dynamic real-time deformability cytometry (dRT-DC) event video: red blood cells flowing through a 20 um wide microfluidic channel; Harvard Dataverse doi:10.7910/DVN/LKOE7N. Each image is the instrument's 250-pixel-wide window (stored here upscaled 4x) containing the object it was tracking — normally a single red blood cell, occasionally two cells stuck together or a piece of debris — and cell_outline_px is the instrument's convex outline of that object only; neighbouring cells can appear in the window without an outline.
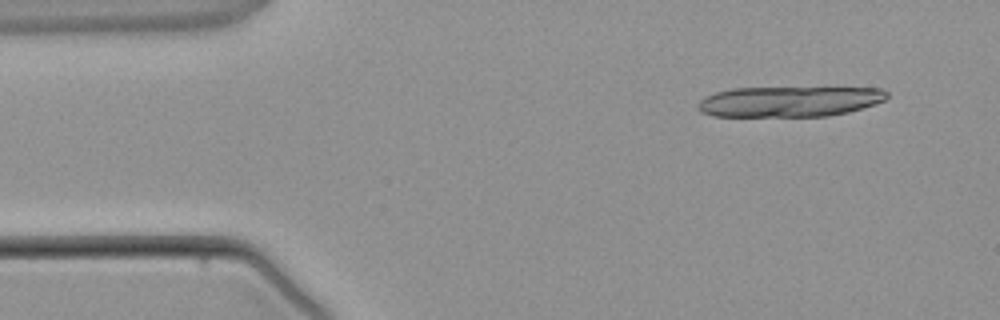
{"species": "common noctule bat (a hibernating species)", "species_latin": "Nyctalus noctula", "temperature_condition": "warm", "stored_images_in_passage": 4, "camera_frame_rate_fps": 3000, "um_per_image_px": 0.085, "animal": {"sex": "male", "body_mass_g": 21.5, "forearm_length_mm": 52.0}, "frame": {"image": 1, "passage_image": 1, "time_ms": 0.0, "image_size_px": [1000, 320], "cell_outline_px": [[888, 96], [884, 100], [876, 104], [848, 112], [828, 116], [712, 116], [700, 112], [700, 100], [704, 96], [716, 92], [732, 88], [880, 88], [888, 92]], "centroid_in_image_um": [67.1, 8.63], "position_along_channel_um": 17.9, "area_um2": 33.47}}
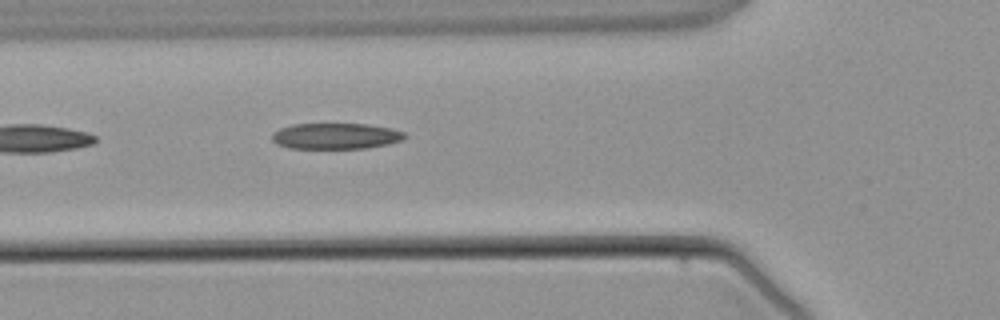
{"frame": {"image": 2, "passage_image": 4, "time_ms": 3.667, "image_size_px": [1000, 320], "cell_outline_px": [[408, 136], [404, 140], [388, 144], [368, 148], [288, 148], [276, 144], [272, 140], [272, 132], [280, 128], [292, 124], [368, 124], [392, 128], [404, 132]], "centroid_in_image_um": [28.56, 11.56], "position_along_channel_um": 97.2, "area_um2": 20.29}}